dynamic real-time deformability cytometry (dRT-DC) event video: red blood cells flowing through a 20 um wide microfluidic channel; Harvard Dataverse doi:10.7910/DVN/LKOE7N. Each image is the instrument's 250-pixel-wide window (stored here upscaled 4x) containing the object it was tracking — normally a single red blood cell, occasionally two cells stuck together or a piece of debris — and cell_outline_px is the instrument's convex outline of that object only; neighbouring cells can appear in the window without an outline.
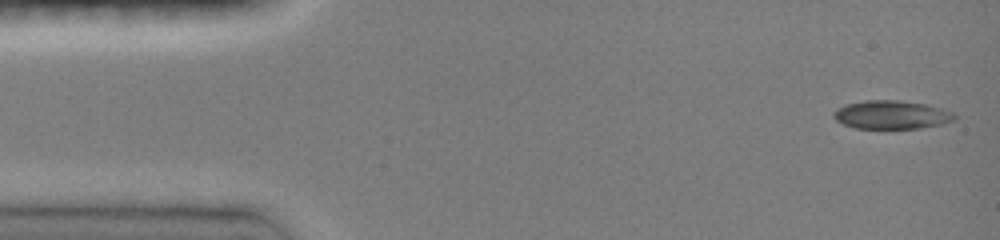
{"species": "common noctule bat (a hibernating species)", "species_latin": "Nyctalus noctula", "temperature_condition": "room temperature", "stored_images_in_passage": 25, "camera_frame_rate_fps": 3000, "um_per_image_px": 0.085, "animal": {"sex": "female", "body_mass_g": 19.0, "forearm_length_mm": 51.5}, "frame": {"image": 1, "passage_image": 1, "time_ms": 0.0, "image_size_px": [1000, 240], "cell_outline_px": [[956, 120], [940, 124], [920, 128], [856, 128], [844, 124], [836, 120], [832, 116], [832, 112], [836, 108], [848, 104], [864, 100], [896, 100], [924, 104], [940, 108], [952, 112], [956, 116]], "centroid_in_image_um": [75.75, 9.75], "position_along_channel_um": 9.2, "area_um2": 19.88}}
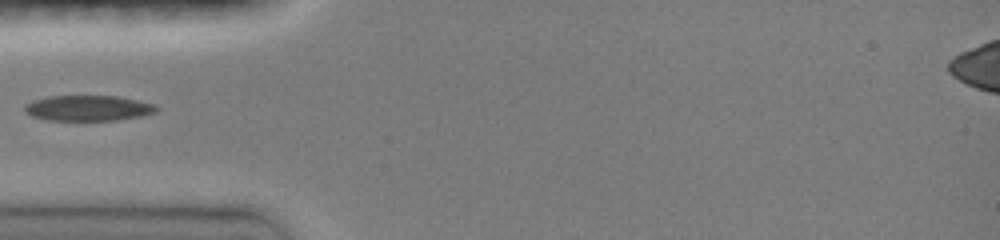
{"frame": {"image": 2, "passage_image": 8, "time_ms": 2.333, "image_size_px": [1000, 240], "cell_outline_px": [[160, 108], [156, 112], [140, 116], [116, 120], [48, 120], [32, 116], [24, 112], [24, 104], [32, 100], [48, 96], [116, 96], [156, 104]], "centroid_in_image_um": [7.47, 9.18], "position_along_channel_um": 77.5, "area_um2": 19.65}}
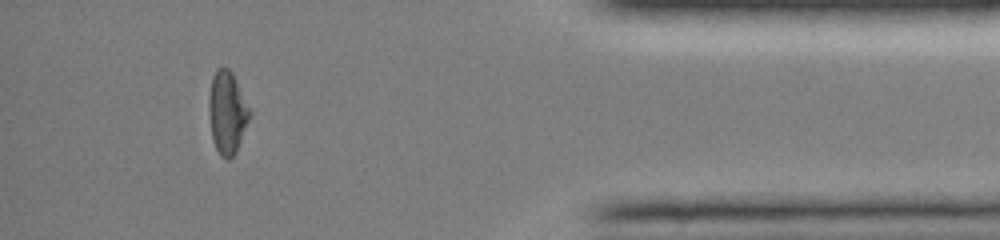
{"frame": {"image": 3, "passage_image": 23, "time_ms": 7.333, "image_size_px": [1000, 240], "cell_outline_px": [[252, 116], [236, 152], [228, 160], [220, 156], [216, 148], [212, 136], [208, 112], [208, 96], [212, 76], [216, 68], [228, 68], [232, 72], [252, 112]], "centroid_in_image_um": [19.32, 9.56], "position_along_channel_um": 415.9, "area_um2": 19.94}}